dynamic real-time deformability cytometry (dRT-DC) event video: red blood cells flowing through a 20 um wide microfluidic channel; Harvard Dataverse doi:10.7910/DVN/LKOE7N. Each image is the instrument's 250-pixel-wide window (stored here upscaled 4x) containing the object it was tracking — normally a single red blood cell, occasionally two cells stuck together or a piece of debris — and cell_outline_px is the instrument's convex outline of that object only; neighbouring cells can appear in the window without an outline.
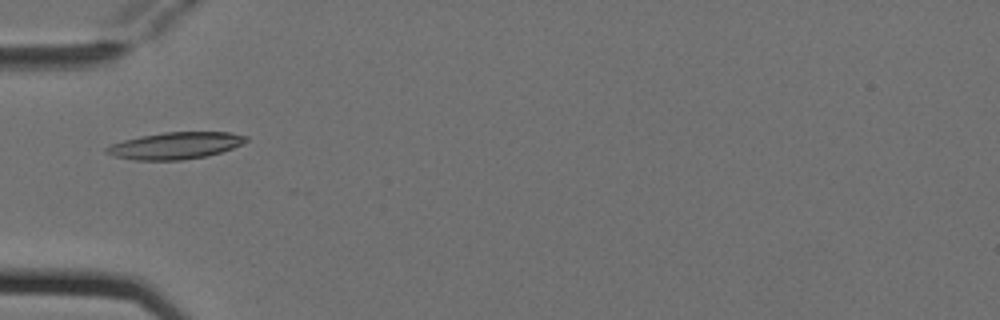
{"species": "Egyptian fruit bat (a non-hibernating species)", "species_latin": "Rousettus aegyptiacus", "temperature_condition": "cold", "stored_images_in_passage": 4, "camera_frame_rate_fps": 3000, "um_per_image_px": 0.085, "animal": {"sex": "female"}, "frame": {"image": 1, "passage_image": 1, "time_ms": 0.0, "image_size_px": [1000, 320], "cell_outline_px": [[248, 140], [232, 148], [220, 152], [204, 156], [180, 160], [136, 160], [112, 156], [104, 152], [104, 148], [112, 144], [124, 140], [140, 136], [164, 132], [228, 132], [248, 136]], "centroid_in_image_um": [14.86, 12.37], "position_along_channel_um": 70.1, "area_um2": 21.68}}
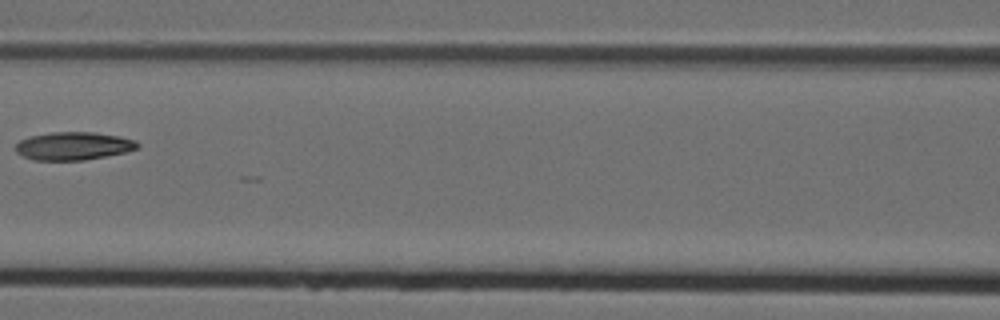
{"frame": {"image": 2, "passage_image": 3, "time_ms": 0.667, "image_size_px": [1000, 320], "cell_outline_px": [[140, 148], [124, 152], [84, 160], [32, 160], [16, 152], [16, 144], [20, 140], [28, 136], [52, 132], [96, 132], [120, 136], [136, 140], [140, 144]], "centroid_in_image_um": [6.25, 12.4], "position_along_channel_um": 160.3, "area_um2": 20.0}}
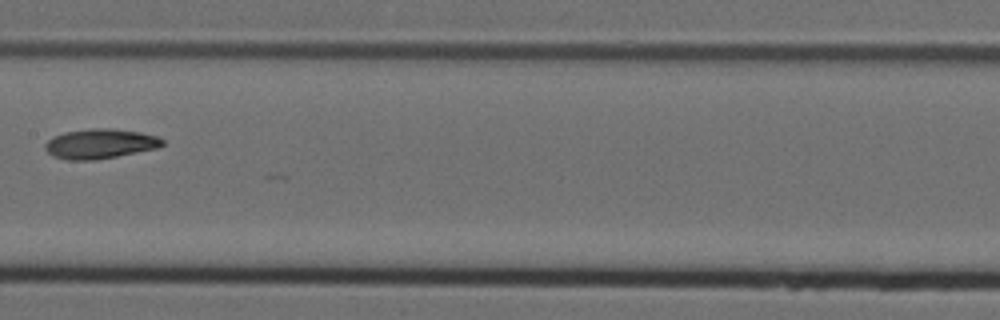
{"frame": {"image": 3, "passage_image": 4, "time_ms": 1.0, "image_size_px": [1000, 320], "cell_outline_px": [[164, 144], [160, 148], [96, 160], [68, 160], [52, 156], [44, 148], [44, 144], [52, 136], [64, 132], [92, 128], [108, 128], [140, 132], [156, 136], [164, 140]], "centroid_in_image_um": [8.5, 12.22], "position_along_channel_um": 198.9, "area_um2": 20.52}}